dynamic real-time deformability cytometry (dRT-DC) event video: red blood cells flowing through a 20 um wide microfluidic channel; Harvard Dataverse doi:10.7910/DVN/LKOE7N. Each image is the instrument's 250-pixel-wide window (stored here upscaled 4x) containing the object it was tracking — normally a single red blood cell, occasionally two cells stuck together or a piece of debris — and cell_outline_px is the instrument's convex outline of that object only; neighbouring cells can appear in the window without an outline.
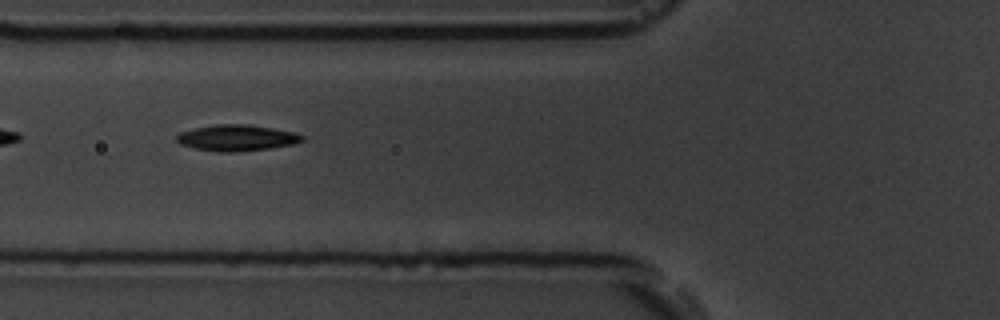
{"species": "common noctule bat (a hibernating species)", "species_latin": "Nyctalus noctula", "temperature_condition": "room temperature", "stored_images_in_passage": 7, "camera_frame_rate_fps": 3000, "um_per_image_px": 0.085, "animal": {"sex": "male", "body_mass_g": 19.5, "forearm_length_mm": 54.6}, "frame": {"image": 1, "passage_image": 6, "time_ms": 6.0, "image_size_px": [1000, 320], "cell_outline_px": [[304, 140], [292, 144], [268, 148], [236, 152], [216, 152], [192, 148], [180, 144], [176, 140], [176, 136], [180, 132], [196, 128], [216, 124], [248, 124], [296, 132], [304, 136]], "centroid_in_image_um": [20.11, 11.72], "position_along_channel_um": 105.7, "area_um2": 19.13}}